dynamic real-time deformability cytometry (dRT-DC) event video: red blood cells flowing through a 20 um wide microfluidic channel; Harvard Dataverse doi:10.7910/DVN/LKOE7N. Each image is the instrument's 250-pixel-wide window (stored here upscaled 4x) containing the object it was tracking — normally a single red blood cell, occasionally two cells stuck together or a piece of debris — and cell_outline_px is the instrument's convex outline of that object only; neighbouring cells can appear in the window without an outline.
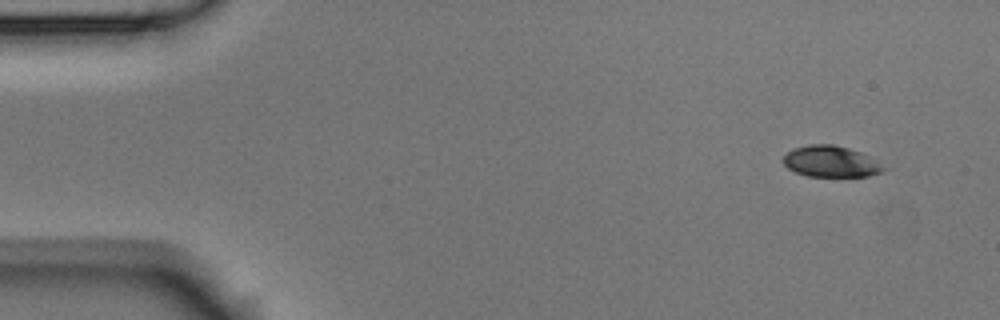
{"species": "Egyptian fruit bat (a non-hibernating species)", "species_latin": "Rousettus aegyptiacus", "temperature_condition": "room temperature", "stored_images_in_passage": 4, "camera_frame_rate_fps": 3000, "um_per_image_px": 0.085, "animal": {"sex": "male"}, "frame": {"image": 1, "passage_image": 1, "time_ms": 0.0, "image_size_px": [1000, 320], "cell_outline_px": [[884, 168], [880, 172], [868, 176], [808, 176], [796, 172], [788, 168], [784, 164], [784, 156], [792, 148], [808, 144], [832, 144], [848, 148], [860, 152], [868, 156]], "centroid_in_image_um": [70.55, 13.71], "position_along_channel_um": 14.4, "area_um2": 17.86}}
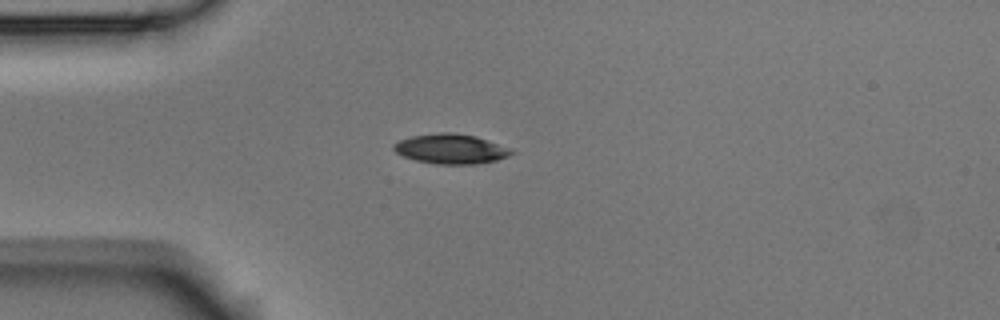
{"frame": {"image": 2, "passage_image": 4, "time_ms": 1.0, "image_size_px": [1000, 320], "cell_outline_px": [[516, 152], [508, 156], [496, 160], [476, 164], [436, 164], [416, 160], [404, 156], [396, 152], [392, 148], [392, 144], [400, 140], [412, 136], [436, 132], [456, 132], [476, 136], [512, 148]], "centroid_in_image_um": [38.34, 12.64], "position_along_channel_um": 46.7, "area_um2": 20.63}}